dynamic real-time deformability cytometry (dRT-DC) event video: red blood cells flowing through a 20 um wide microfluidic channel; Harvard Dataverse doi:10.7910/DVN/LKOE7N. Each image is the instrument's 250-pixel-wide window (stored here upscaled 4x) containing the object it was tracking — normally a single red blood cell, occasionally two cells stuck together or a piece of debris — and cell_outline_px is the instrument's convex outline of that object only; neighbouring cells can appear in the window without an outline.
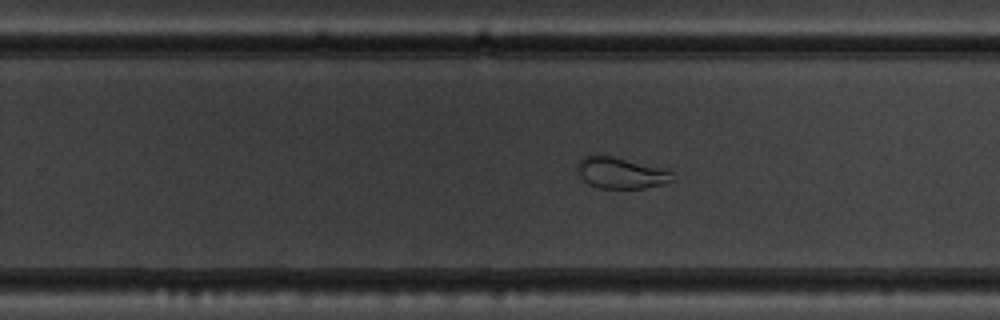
{"species": "common noctule bat (a hibernating species)", "species_latin": "Nyctalus noctula", "temperature_condition": "warm", "stored_images_in_passage": 38, "camera_frame_rate_fps": 3000, "um_per_image_px": 0.085, "animal": {"sex": "male", "body_mass_g": 19.5, "forearm_length_mm": 54.6}, "frame": {"image": 1, "passage_image": 17, "time_ms": 5.333, "image_size_px": [1000, 320], "cell_outline_px": [[676, 180], [664, 184], [644, 188], [596, 188], [588, 184], [580, 176], [576, 168], [576, 164], [584, 156], [596, 152], [664, 168], [672, 172]], "centroid_in_image_um": [52.76, 14.67], "position_along_channel_um": 277.0, "area_um2": 17.86}}